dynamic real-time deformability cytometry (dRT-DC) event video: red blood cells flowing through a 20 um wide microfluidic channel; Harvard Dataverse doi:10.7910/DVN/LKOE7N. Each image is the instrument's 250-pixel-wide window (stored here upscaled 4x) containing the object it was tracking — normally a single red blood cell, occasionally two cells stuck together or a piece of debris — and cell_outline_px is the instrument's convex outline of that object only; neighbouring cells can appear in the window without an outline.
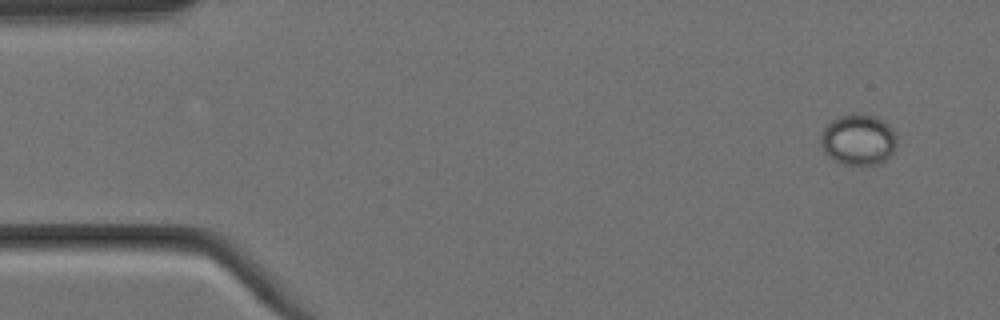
{"species": "Egyptian fruit bat (a non-hibernating species)", "species_latin": "Rousettus aegyptiacus", "temperature_condition": "cold", "stored_images_in_passage": 5, "camera_frame_rate_fps": 3000, "um_per_image_px": 0.085, "animal": {"sex": "female"}, "frame": {"image": 1, "passage_image": 1, "time_ms": 0.0, "image_size_px": [1000, 320], "cell_outline_px": [[896, 148], [880, 164], [860, 168], [852, 168], [832, 160], [824, 152], [820, 144], [820, 132], [832, 120], [840, 116], [852, 112], [876, 116], [888, 124], [892, 128], [896, 136]], "centroid_in_image_um": [72.93, 11.92], "position_along_channel_um": 12.1, "area_um2": 23.47}}